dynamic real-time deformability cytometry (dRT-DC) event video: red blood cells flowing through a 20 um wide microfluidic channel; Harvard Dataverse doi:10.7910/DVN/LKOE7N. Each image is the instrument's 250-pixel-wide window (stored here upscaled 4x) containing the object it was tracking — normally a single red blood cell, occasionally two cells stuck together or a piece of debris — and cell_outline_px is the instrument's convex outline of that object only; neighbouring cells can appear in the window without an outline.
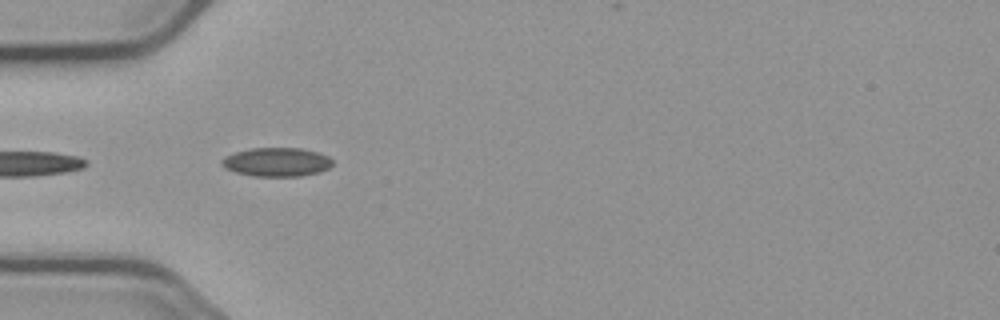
{"species": "common noctule bat (a hibernating species)", "species_latin": "Nyctalus noctula", "temperature_condition": "cold", "stored_images_in_passage": 5, "camera_frame_rate_fps": 3000, "um_per_image_px": 0.085, "animal": {"sex": "male", "body_mass_g": 23.1, "forearm_length_mm": 52.7}, "frame": {"image": 1, "passage_image": 2, "time_ms": 0.333, "image_size_px": [1000, 320], "cell_outline_px": [[332, 164], [328, 168], [320, 172], [300, 176], [252, 176], [236, 172], [224, 168], [220, 164], [220, 160], [236, 152], [252, 148], [300, 148], [316, 152], [328, 156], [332, 160]], "centroid_in_image_um": [23.51, 13.78], "position_along_channel_um": 61.5, "area_um2": 18.5}}